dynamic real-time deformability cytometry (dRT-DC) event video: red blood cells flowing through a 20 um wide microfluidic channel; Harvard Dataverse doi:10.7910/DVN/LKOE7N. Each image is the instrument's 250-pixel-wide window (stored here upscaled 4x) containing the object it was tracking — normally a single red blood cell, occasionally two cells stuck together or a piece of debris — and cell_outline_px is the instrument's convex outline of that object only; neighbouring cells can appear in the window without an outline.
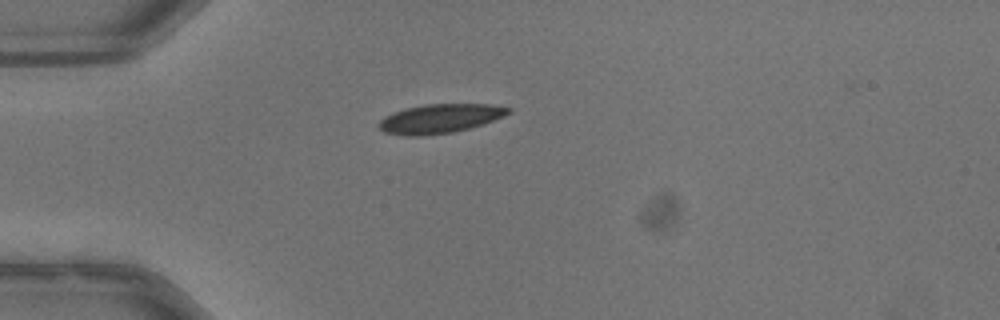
{"species": "common noctule bat (a hibernating species)", "species_latin": "Nyctalus noctula", "temperature_condition": "warm", "stored_images_in_passage": 39, "camera_frame_rate_fps": 3000, "um_per_image_px": 0.085, "animal": {"sex": "male", "body_mass_g": 13.3}, "frame": {"image": 1, "passage_image": 1, "time_ms": 0.0, "image_size_px": [1000, 320], "cell_outline_px": [[512, 112], [504, 116], [484, 124], [452, 132], [420, 136], [404, 136], [384, 132], [376, 124], [384, 116], [392, 112], [404, 108], [424, 104], [492, 104], [512, 108]], "centroid_in_image_um": [37.38, 10.07], "position_along_channel_um": 47.6, "area_um2": 22.2}}
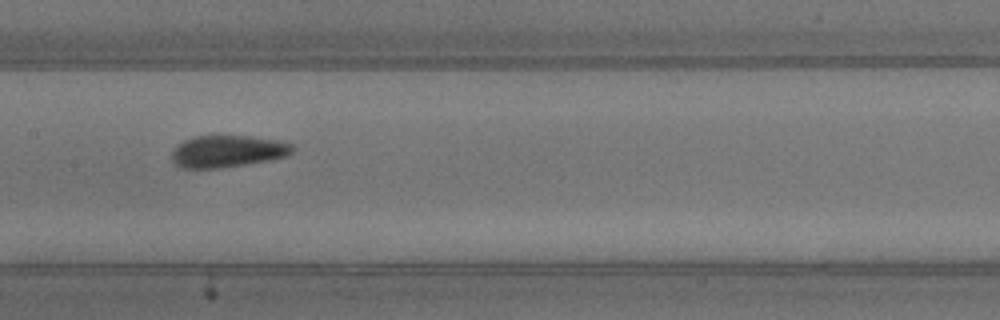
{"frame": {"image": 2, "passage_image": 13, "time_ms": 4.0, "image_size_px": [1000, 320], "cell_outline_px": [[296, 148], [288, 156], [268, 160], [220, 168], [180, 168], [172, 160], [172, 152], [176, 144], [192, 136], [248, 136], [280, 140], [292, 144]], "centroid_in_image_um": [19.34, 12.85], "position_along_channel_um": 188.1, "area_um2": 22.6}}
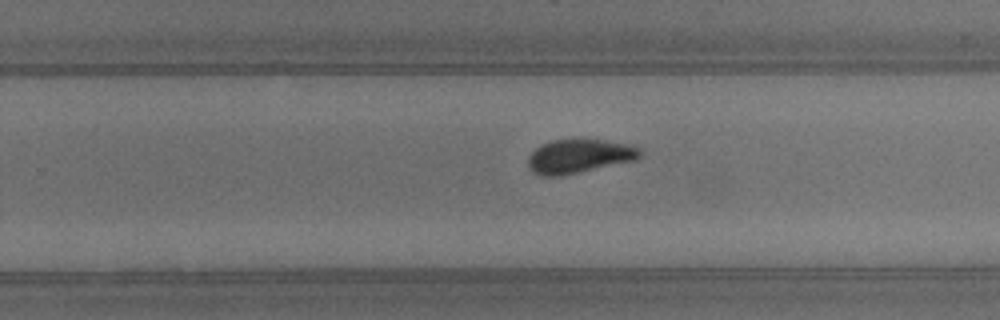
{"frame": {"image": 3, "passage_image": 20, "time_ms": 6.333, "image_size_px": [1000, 320], "cell_outline_px": [[640, 156], [636, 160], [560, 176], [544, 176], [532, 172], [528, 168], [528, 156], [540, 144], [552, 140], [604, 140], [636, 144], [640, 148]], "centroid_in_image_um": [49.24, 13.27], "position_along_channel_um": 280.6, "area_um2": 22.2}, "authors_computed_cell_mechanics": {"area_um2": 21.964, "velocity_mm_per_s": 3.9911, "shape_relaxation_time_tau1_ms": 5.7461, "shape_relaxation_time_tau2_ms": null, "deformation_change_tau1": 0.1693, "deformation_change_tau2": null}}